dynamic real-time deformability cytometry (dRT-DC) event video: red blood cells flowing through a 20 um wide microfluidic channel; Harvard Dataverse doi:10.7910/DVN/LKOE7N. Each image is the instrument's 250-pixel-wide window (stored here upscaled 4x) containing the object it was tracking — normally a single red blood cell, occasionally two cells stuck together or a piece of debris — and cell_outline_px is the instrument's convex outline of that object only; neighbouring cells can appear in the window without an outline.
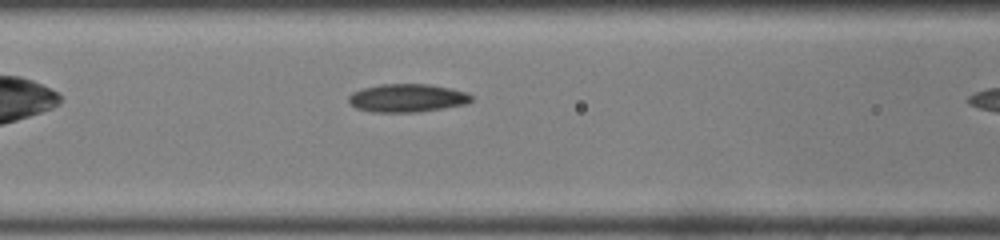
{"species": "common noctule bat (a hibernating species)", "species_latin": "Nyctalus noctula", "temperature_condition": "room temperature", "stored_images_in_passage": 11, "camera_frame_rate_fps": 3000, "um_per_image_px": 0.085, "animal": {"sex": "male", "body_mass_g": 19.0, "forearm_length_mm": 50.8}, "frame": {"image": 1, "passage_image": 10, "time_ms": 3.0, "image_size_px": [1000, 240], "cell_outline_px": [[472, 100], [468, 104], [444, 108], [416, 112], [372, 112], [356, 108], [348, 100], [348, 96], [352, 92], [364, 88], [380, 84], [432, 84], [452, 88], [468, 92], [472, 96]], "centroid_in_image_um": [34.65, 8.32], "position_along_channel_um": 131.9, "area_um2": 20.35}}